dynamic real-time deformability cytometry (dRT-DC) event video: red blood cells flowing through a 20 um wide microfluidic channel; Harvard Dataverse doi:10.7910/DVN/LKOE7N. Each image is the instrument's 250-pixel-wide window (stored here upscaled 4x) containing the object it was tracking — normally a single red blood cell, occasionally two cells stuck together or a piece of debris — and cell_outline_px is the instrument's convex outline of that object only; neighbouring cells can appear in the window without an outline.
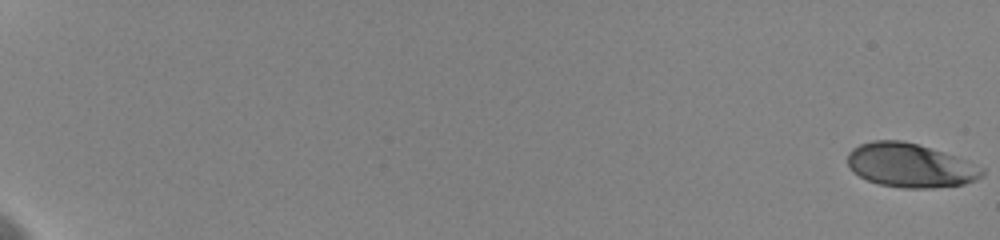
{"species": "human", "species_latin": "Homo sapiens", "temperature_condition": "cold", "stored_images_in_passage": 44, "camera_frame_rate_fps": 3000, "um_per_image_px": 0.085, "donor": {"sex": "female"}, "frame": {"image": 1, "passage_image": 1, "time_ms": 0.0, "image_size_px": [1000, 240], "cell_outline_px": [[984, 172], [976, 180], [964, 184], [932, 188], [904, 188], [880, 184], [868, 180], [852, 172], [848, 164], [848, 152], [852, 148], [860, 144], [872, 140], [904, 140], [964, 160], [984, 168]], "centroid_in_image_um": [77.32, 14.06], "position_along_channel_um": 7.7, "area_um2": 34.04}}
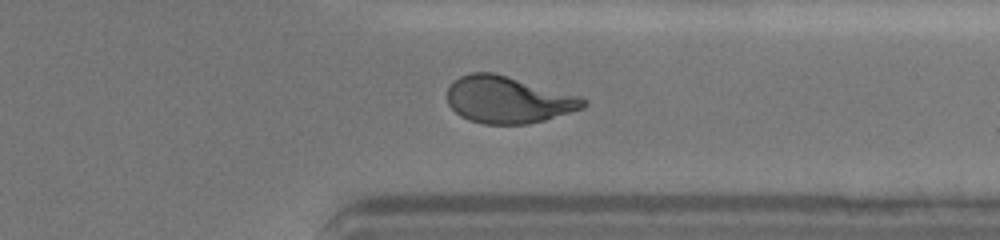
{"frame": {"image": 2, "passage_image": 33, "time_ms": 16.333, "image_size_px": [1000, 240], "cell_outline_px": [[588, 104], [584, 108], [544, 120], [528, 124], [484, 124], [468, 120], [460, 116], [448, 104], [448, 88], [460, 76], [472, 72], [492, 72], [580, 96], [588, 100]], "centroid_in_image_um": [43.2, 8.49], "position_along_channel_um": 368.2, "area_um2": 36.99}}
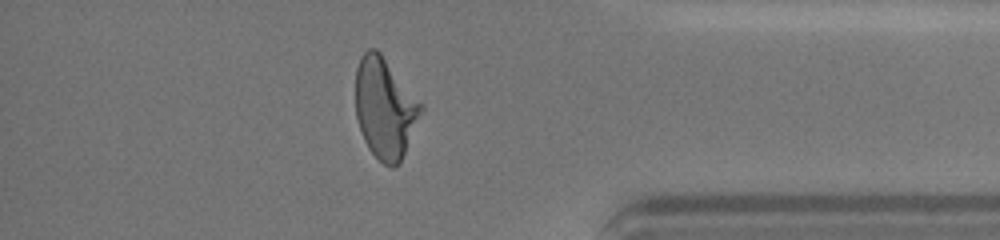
{"frame": {"image": 3, "passage_image": 37, "time_ms": 17.667, "image_size_px": [1000, 240], "cell_outline_px": [[424, 108], [400, 164], [392, 168], [384, 164], [368, 148], [364, 140], [356, 116], [356, 68], [364, 52], [368, 48], [376, 48], [380, 52], [424, 104]], "centroid_in_image_um": [32.74, 9.19], "position_along_channel_um": 402.5, "area_um2": 38.44}, "authors_computed_cell_mechanics": {"area_um2": 37.1076, "velocity_mm_per_s": 3.6168, "shape_relaxation_time_tau1_ms": 4.8835, "shape_relaxation_time_tau2_ms": 0.8318, "deformation_change_tau1": 0.1665, "deformation_change_tau2": 0.0683}}